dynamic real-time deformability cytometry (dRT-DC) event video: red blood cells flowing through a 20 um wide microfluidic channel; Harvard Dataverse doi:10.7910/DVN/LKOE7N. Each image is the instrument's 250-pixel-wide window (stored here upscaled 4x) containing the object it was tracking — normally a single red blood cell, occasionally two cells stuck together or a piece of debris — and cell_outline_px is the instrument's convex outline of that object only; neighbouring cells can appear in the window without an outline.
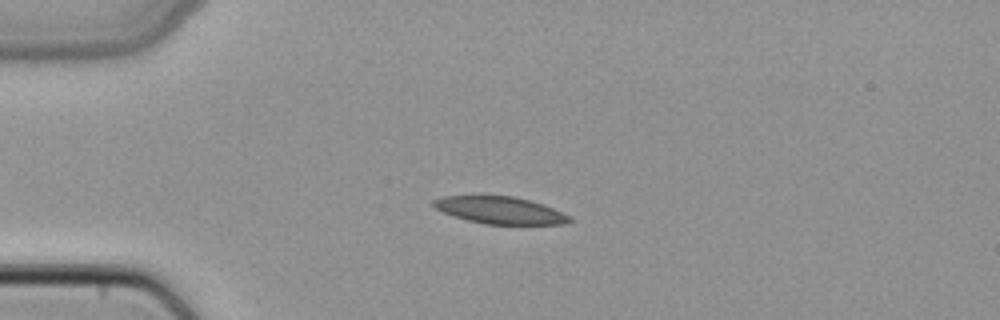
{"species": "common noctule bat (a hibernating species)", "species_latin": "Nyctalus noctula", "temperature_condition": "cold", "stored_images_in_passage": 3, "camera_frame_rate_fps": 3000, "um_per_image_px": 0.085, "animal": {"sex": "female", "body_mass_g": 22.7, "forearm_length_mm": 54.2}, "frame": {"image": 1, "passage_image": 1, "time_ms": 0.0, "image_size_px": [1000, 320], "cell_outline_px": [[572, 220], [564, 224], [484, 224], [468, 220], [444, 212], [436, 208], [432, 204], [432, 200], [444, 196], [516, 196], [544, 204], [572, 216]], "centroid_in_image_um": [42.56, 17.87], "position_along_channel_um": 42.4, "area_um2": 21.44}}
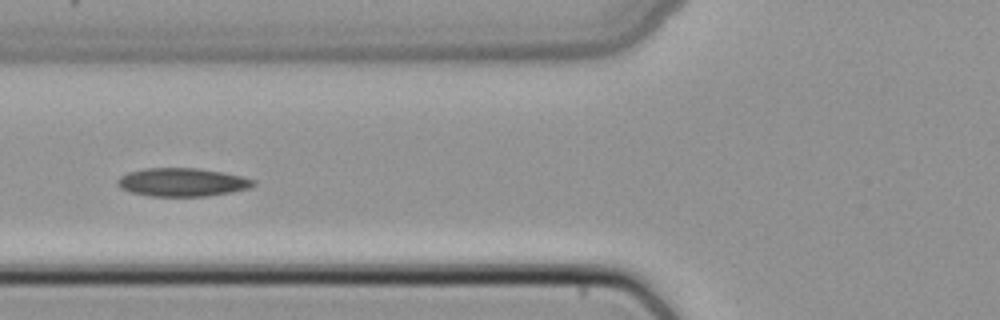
{"frame": {"image": 2, "passage_image": 3, "time_ms": 0.667, "image_size_px": [1000, 320], "cell_outline_px": [[256, 184], [248, 188], [208, 196], [148, 196], [132, 192], [120, 188], [116, 184], [116, 180], [120, 176], [128, 172], [144, 168], [200, 168], [224, 172], [256, 180]], "centroid_in_image_um": [15.46, 15.48], "position_along_channel_um": 110.3, "area_um2": 22.48}}